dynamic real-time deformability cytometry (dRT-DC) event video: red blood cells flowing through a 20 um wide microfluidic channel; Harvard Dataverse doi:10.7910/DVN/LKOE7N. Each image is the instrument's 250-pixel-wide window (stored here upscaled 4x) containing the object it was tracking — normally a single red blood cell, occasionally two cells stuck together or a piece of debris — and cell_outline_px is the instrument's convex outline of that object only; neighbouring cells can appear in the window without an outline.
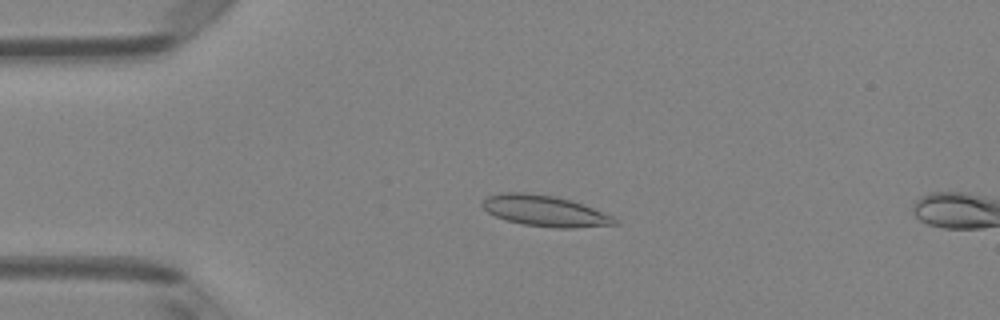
{"species": "Egyptian fruit bat (a non-hibernating species)", "species_latin": "Rousettus aegyptiacus", "temperature_condition": "room temperature", "stored_images_in_passage": 13, "camera_frame_rate_fps": 3000, "um_per_image_px": 0.085, "animal": {"sex": "female"}, "frame": {"image": 1, "passage_image": 11, "time_ms": 3.333, "image_size_px": [1000, 320], "cell_outline_px": [[620, 224], [572, 228], [556, 228], [524, 224], [508, 220], [496, 216], [488, 212], [480, 204], [488, 196], [500, 192], [528, 192], [556, 196], [572, 200], [584, 204], [604, 212], [612, 216]], "centroid_in_image_um": [46.33, 17.91], "position_along_channel_um": 38.7, "area_um2": 23.93}}